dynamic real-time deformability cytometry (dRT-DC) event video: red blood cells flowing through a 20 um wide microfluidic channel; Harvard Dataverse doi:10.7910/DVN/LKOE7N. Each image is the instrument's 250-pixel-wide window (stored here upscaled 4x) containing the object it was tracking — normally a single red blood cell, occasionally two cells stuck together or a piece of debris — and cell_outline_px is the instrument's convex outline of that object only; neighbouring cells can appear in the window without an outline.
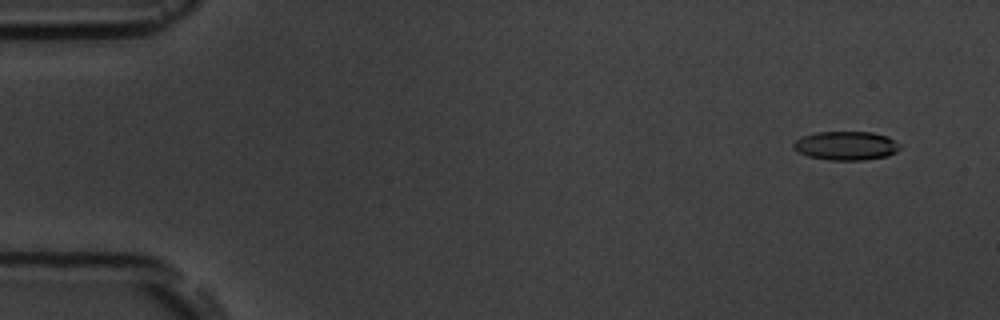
{"species": "common noctule bat (a hibernating species)", "species_latin": "Nyctalus noctula", "temperature_condition": "room temperature", "stored_images_in_passage": 4, "camera_frame_rate_fps": 3000, "um_per_image_px": 0.085, "animal": {"sex": "male", "body_mass_g": 19.5, "forearm_length_mm": 54.6}, "frame": {"image": 1, "passage_image": 1, "time_ms": 0.0, "image_size_px": [1000, 320], "cell_outline_px": [[900, 148], [896, 152], [888, 156], [864, 160], [828, 160], [808, 156], [792, 148], [792, 144], [800, 136], [816, 132], [872, 132], [888, 136], [900, 144]], "centroid_in_image_um": [71.91, 12.38], "position_along_channel_um": 13.1, "area_um2": 18.03}}